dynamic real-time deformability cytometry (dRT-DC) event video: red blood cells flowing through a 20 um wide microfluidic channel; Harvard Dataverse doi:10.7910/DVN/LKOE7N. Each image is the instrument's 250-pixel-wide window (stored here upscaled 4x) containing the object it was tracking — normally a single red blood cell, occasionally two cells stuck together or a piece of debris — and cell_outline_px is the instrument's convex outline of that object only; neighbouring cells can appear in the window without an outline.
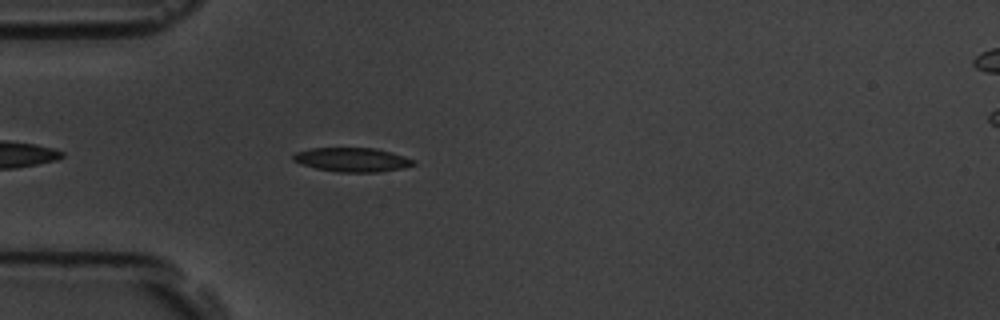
{"species": "common noctule bat (a hibernating species)", "species_latin": "Nyctalus noctula", "temperature_condition": "room temperature", "stored_images_in_passage": 5, "camera_frame_rate_fps": 3000, "um_per_image_px": 0.085, "animal": {"sex": "male", "body_mass_g": 19.5, "forearm_length_mm": 54.6}, "frame": {"image": 1, "passage_image": 5, "time_ms": 4.667, "image_size_px": [1000, 320], "cell_outline_px": [[416, 164], [404, 168], [376, 172], [336, 172], [316, 168], [300, 164], [292, 160], [292, 156], [296, 152], [312, 148], [376, 148], [392, 152], [416, 160]], "centroid_in_image_um": [29.95, 13.57], "position_along_channel_um": 55.0, "area_um2": 16.99}}